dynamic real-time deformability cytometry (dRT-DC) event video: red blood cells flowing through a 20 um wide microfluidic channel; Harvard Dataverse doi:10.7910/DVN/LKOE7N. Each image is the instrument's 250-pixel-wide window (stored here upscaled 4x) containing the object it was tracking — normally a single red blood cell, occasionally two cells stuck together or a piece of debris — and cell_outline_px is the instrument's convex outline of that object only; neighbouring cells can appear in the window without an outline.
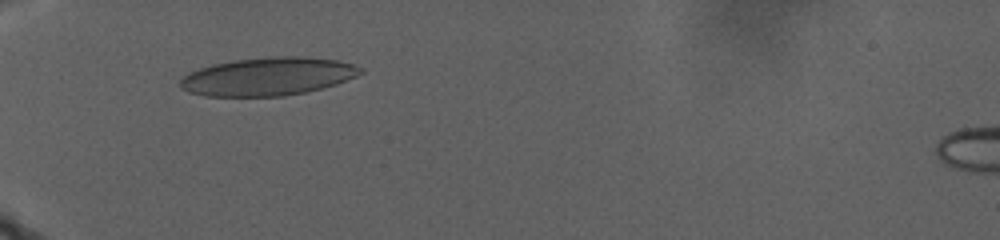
{"species": "human", "species_latin": "Homo sapiens", "temperature_condition": "warm", "stored_images_in_passage": 73, "camera_frame_rate_fps": 3000, "um_per_image_px": 0.085, "donor": {"sex": "male"}, "frame": {"image": 1, "passage_image": 1, "time_ms": 0.0, "image_size_px": [1000, 240], "cell_outline_px": [[364, 72], [356, 76], [336, 84], [304, 92], [284, 96], [204, 96], [188, 92], [180, 88], [180, 80], [188, 72], [212, 64], [232, 60], [268, 56], [308, 56], [336, 60], [352, 64], [364, 68]], "centroid_in_image_um": [22.76, 6.49], "position_along_channel_um": 62.2, "area_um2": 40.29}}
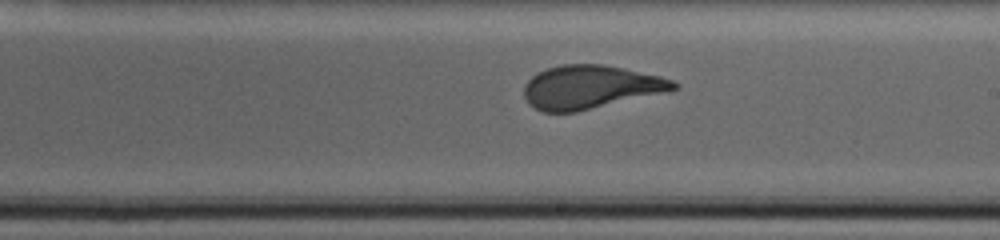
{"frame": {"image": 2, "passage_image": 44, "time_ms": 9.0, "image_size_px": [1000, 240], "cell_outline_px": [[680, 88], [576, 112], [544, 112], [528, 104], [524, 96], [524, 84], [536, 72], [560, 64], [604, 64], [624, 68], [660, 76], [672, 80], [680, 84]], "centroid_in_image_um": [50.15, 7.39], "position_along_channel_um": 238.9, "area_um2": 37.74}}
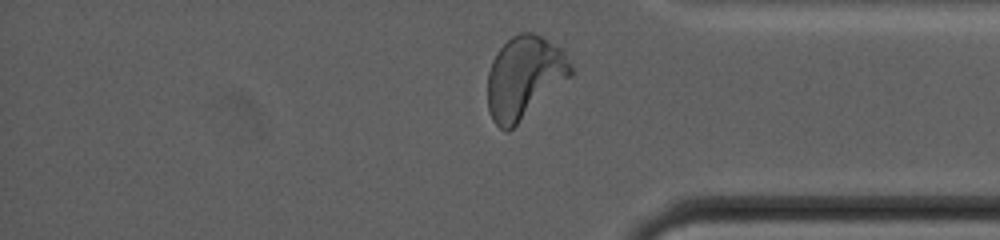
{"frame": {"image": 3, "passage_image": 70, "time_ms": 16.333, "image_size_px": [1000, 240], "cell_outline_px": [[572, 76], [508, 132], [504, 132], [492, 120], [488, 108], [488, 72], [492, 60], [496, 52], [512, 36], [520, 32], [532, 32], [540, 36], [560, 48], [564, 52], [572, 68]], "centroid_in_image_um": [44.55, 6.59], "position_along_channel_um": 390.7, "area_um2": 39.82}, "authors_computed_cell_mechanics": {"area_um2": 38.2636, "velocity_mm_per_s": 2.149, "shape_relaxation_time_tau1_ms": 9.6118, "shape_relaxation_time_tau2_ms": null, "deformation_change_tau1": 0.2127, "deformation_change_tau2": null}}